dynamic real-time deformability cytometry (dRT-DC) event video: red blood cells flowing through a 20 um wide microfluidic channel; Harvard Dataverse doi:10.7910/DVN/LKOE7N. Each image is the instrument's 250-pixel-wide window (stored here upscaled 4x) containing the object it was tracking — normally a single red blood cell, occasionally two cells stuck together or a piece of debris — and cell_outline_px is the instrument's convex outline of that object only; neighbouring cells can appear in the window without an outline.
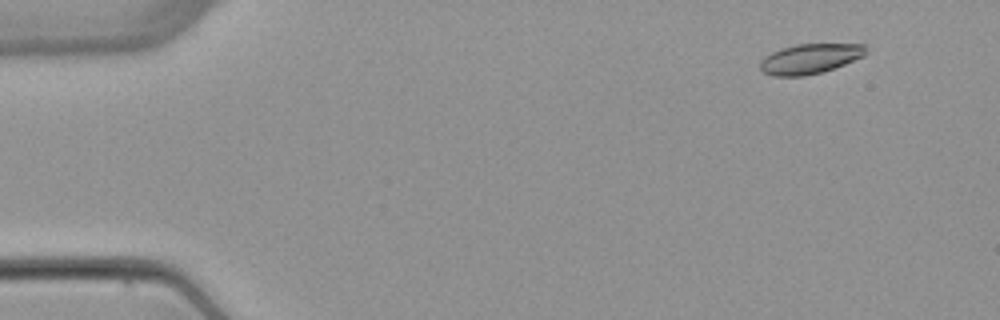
{"species": "common noctule bat (a hibernating species)", "species_latin": "Nyctalus noctula", "temperature_condition": "warm", "stored_images_in_passage": 5, "camera_frame_rate_fps": 3000, "um_per_image_px": 0.085, "animal": {"sex": "female", "body_mass_g": 22.7, "forearm_length_mm": 54.2}, "frame": {"image": 1, "passage_image": 2, "time_ms": 1.0, "image_size_px": [1000, 320], "cell_outline_px": [[868, 52], [864, 56], [824, 72], [804, 76], [772, 76], [764, 72], [760, 68], [760, 60], [764, 56], [780, 48], [796, 44], [864, 44]], "centroid_in_image_um": [68.84, 4.99], "position_along_channel_um": 16.2, "area_um2": 18.61}}
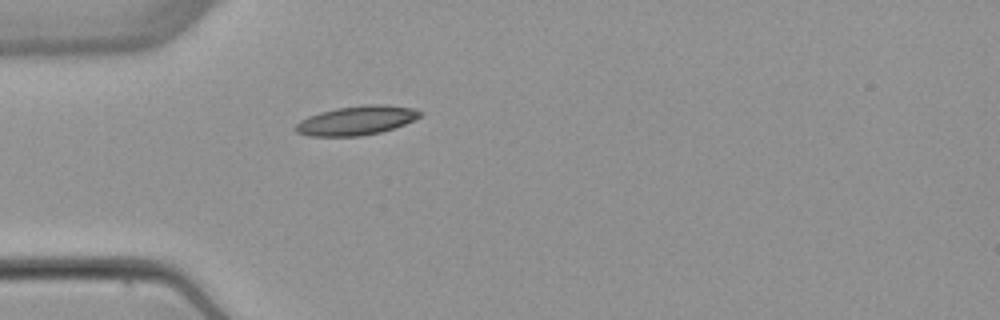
{"frame": {"image": 2, "passage_image": 5, "time_ms": 4.667, "image_size_px": [1000, 320], "cell_outline_px": [[424, 112], [416, 120], [380, 132], [360, 136], [308, 136], [296, 132], [292, 128], [300, 120], [308, 116], [320, 112], [336, 108], [364, 104], [384, 104], [416, 108]], "centroid_in_image_um": [30.31, 10.23], "position_along_channel_um": 54.7, "area_um2": 21.39}}